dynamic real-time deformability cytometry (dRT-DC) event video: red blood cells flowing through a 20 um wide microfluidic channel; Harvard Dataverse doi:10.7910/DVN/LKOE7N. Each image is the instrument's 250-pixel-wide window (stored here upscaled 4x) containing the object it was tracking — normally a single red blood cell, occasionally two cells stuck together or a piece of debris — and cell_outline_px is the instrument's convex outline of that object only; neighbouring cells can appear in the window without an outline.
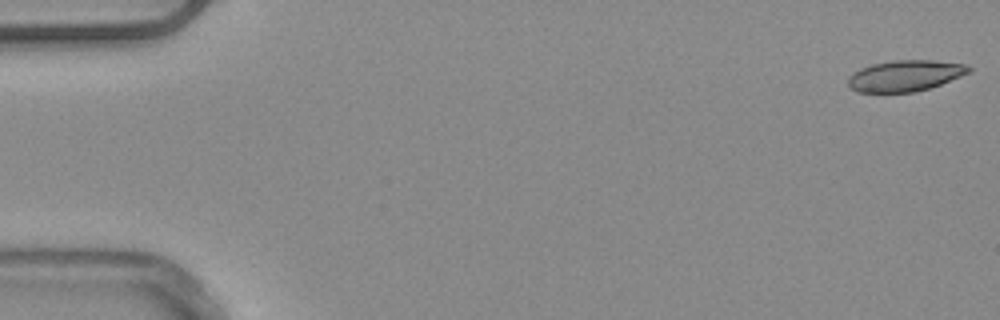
{"species": "common noctule bat (a hibernating species)", "species_latin": "Nyctalus noctula", "temperature_condition": "warm", "stored_images_in_passage": 52, "camera_frame_rate_fps": 3000, "um_per_image_px": 0.085, "animal": {"sex": "male", "body_mass_g": 20.4}, "frame": {"image": 1, "passage_image": 1, "time_ms": 0.0, "image_size_px": [1000, 320], "cell_outline_px": [[972, 72], [940, 84], [916, 92], [856, 92], [848, 84], [848, 76], [852, 72], [860, 68], [872, 64], [892, 60], [932, 60], [968, 64], [972, 68]], "centroid_in_image_um": [76.95, 6.42], "position_along_channel_um": 8.1, "area_um2": 22.02}}
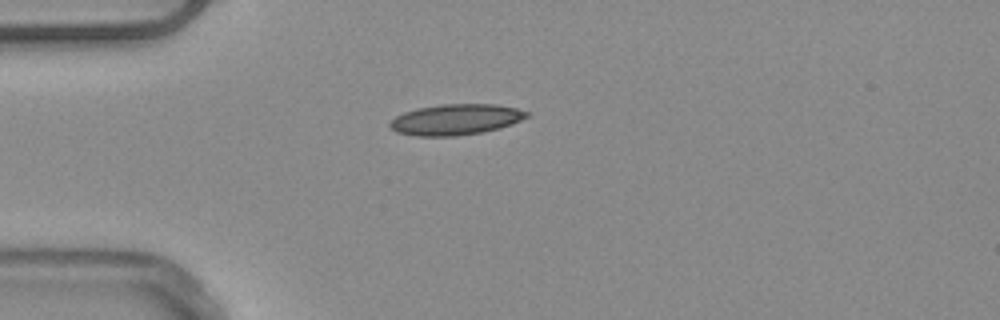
{"frame": {"image": 2, "passage_image": 14, "time_ms": 4.333, "image_size_px": [1000, 320], "cell_outline_px": [[532, 112], [528, 116], [512, 124], [500, 128], [484, 132], [456, 136], [416, 136], [396, 132], [388, 124], [396, 116], [404, 112], [416, 108], [440, 104], [496, 104], [516, 108]], "centroid_in_image_um": [38.76, 10.15], "position_along_channel_um": 46.2, "area_um2": 24.74}}
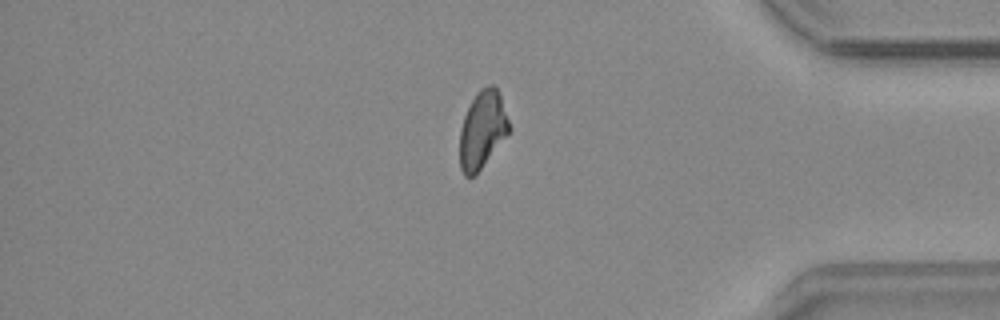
{"frame": {"image": 3, "passage_image": 44, "time_ms": 14.333, "image_size_px": [1000, 320], "cell_outline_px": [[512, 128], [480, 168], [472, 176], [464, 176], [460, 168], [460, 128], [464, 116], [476, 92], [480, 88], [492, 84], [496, 84]], "centroid_in_image_um": [41.0, 10.96], "position_along_channel_um": 394.2, "area_um2": 22.02}, "authors_computed_cell_mechanics": {"area_um2": 22.8599, "velocity_mm_per_s": 3.9113, "shape_relaxation_time_tau1_ms": null, "shape_relaxation_time_tau2_ms": 5.1116, "deformation_change_tau1": null, "deformation_change_tau2": 0.1187}}